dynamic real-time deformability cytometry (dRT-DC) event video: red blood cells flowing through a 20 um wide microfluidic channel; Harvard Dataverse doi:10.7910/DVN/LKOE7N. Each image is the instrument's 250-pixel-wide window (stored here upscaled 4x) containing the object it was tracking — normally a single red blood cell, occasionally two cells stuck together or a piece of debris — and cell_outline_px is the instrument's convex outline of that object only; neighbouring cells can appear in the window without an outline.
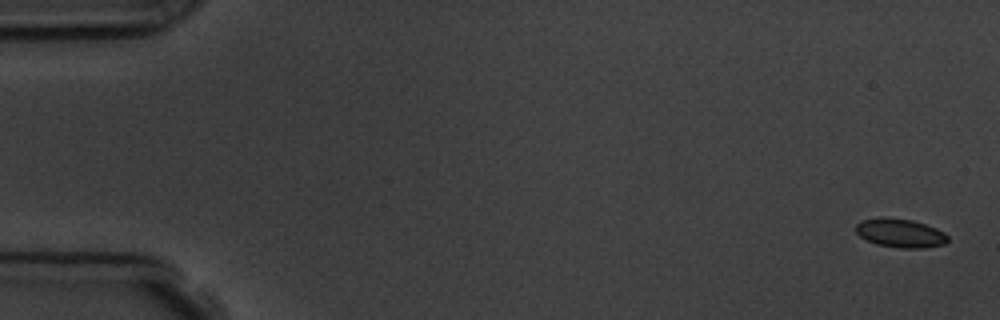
{"species": "common noctule bat (a hibernating species)", "species_latin": "Nyctalus noctula", "temperature_condition": "room temperature", "stored_images_in_passage": 7, "camera_frame_rate_fps": 3000, "um_per_image_px": 0.085, "animal": {"sex": "male", "body_mass_g": 19.5, "forearm_length_mm": 54.6}, "frame": {"image": 1, "passage_image": 1, "time_ms": 0.0, "image_size_px": [1000, 320], "cell_outline_px": [[948, 240], [944, 244], [924, 248], [900, 248], [876, 244], [860, 236], [856, 232], [856, 224], [860, 220], [912, 220], [936, 228], [944, 232], [948, 236]], "centroid_in_image_um": [76.57, 19.86], "position_along_channel_um": 8.4, "area_um2": 14.74}}
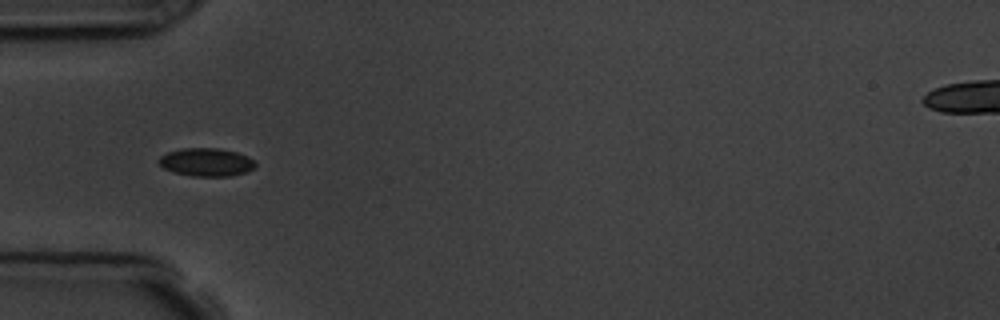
{"frame": {"image": 2, "passage_image": 5, "time_ms": 5.333, "image_size_px": [1000, 320], "cell_outline_px": [[256, 168], [232, 176], [192, 176], [172, 172], [164, 168], [156, 160], [160, 156], [168, 152], [184, 148], [220, 148], [236, 152], [248, 156], [256, 164]], "centroid_in_image_um": [17.53, 13.78], "position_along_channel_um": 67.5, "area_um2": 15.9}}
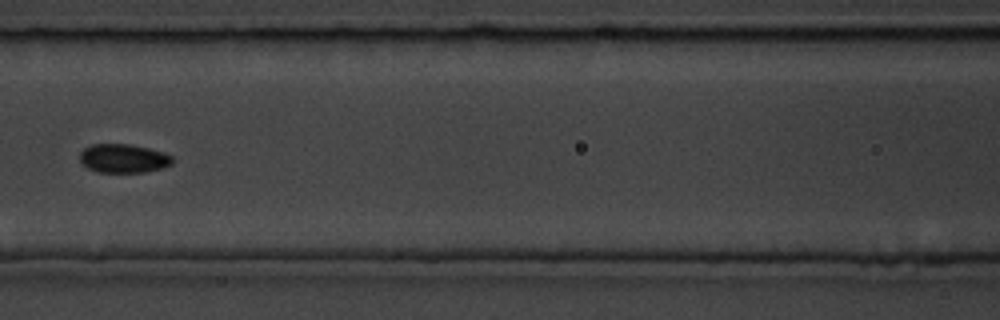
{"frame": {"image": 3, "passage_image": 7, "time_ms": 7.667, "image_size_px": [1000, 320], "cell_outline_px": [[172, 164], [160, 168], [144, 172], [96, 172], [88, 168], [80, 160], [80, 152], [84, 148], [92, 144], [128, 144], [148, 148], [172, 156]], "centroid_in_image_um": [10.45, 13.46], "position_along_channel_um": 156.1, "area_um2": 15.32}}